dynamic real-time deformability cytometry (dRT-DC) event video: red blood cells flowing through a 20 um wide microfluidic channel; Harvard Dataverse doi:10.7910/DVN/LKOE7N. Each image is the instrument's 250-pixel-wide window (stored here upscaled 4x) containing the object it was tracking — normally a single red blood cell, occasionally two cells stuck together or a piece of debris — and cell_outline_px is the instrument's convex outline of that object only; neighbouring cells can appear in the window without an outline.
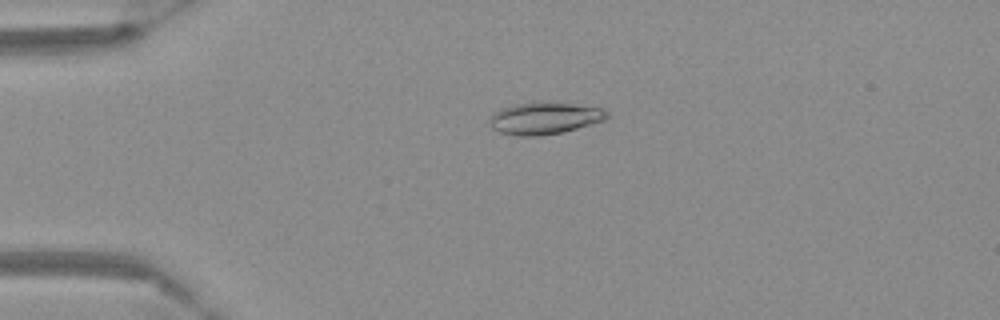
{"species": "Egyptian fruit bat (a non-hibernating species)", "species_latin": "Rousettus aegyptiacus", "temperature_condition": "warm", "stored_images_in_passage": 54, "camera_frame_rate_fps": 3000, "um_per_image_px": 0.085, "frame": {"image": 1, "passage_image": 11, "time_ms": 3.333, "image_size_px": [1000, 320], "cell_outline_px": [[608, 116], [604, 120], [564, 132], [536, 136], [516, 136], [500, 132], [492, 128], [488, 124], [488, 120], [492, 112], [512, 104], [572, 104], [604, 108], [608, 112]], "centroid_in_image_um": [46.24, 10.08], "position_along_channel_um": 38.8, "area_um2": 21.5}}
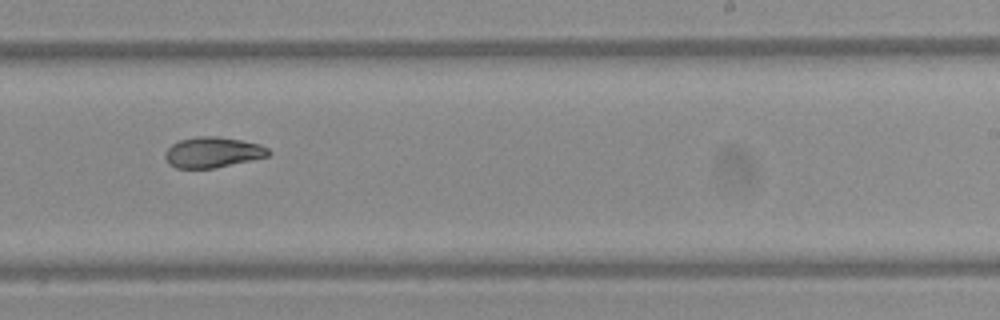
{"frame": {"image": 2, "passage_image": 33, "time_ms": 10.667, "image_size_px": [1000, 320], "cell_outline_px": [[272, 152], [268, 156], [212, 168], [176, 168], [168, 164], [164, 156], [164, 152], [172, 144], [180, 140], [196, 136], [216, 136], [240, 140], [260, 144], [268, 148]], "centroid_in_image_um": [18.05, 12.94], "position_along_channel_um": 271.0, "area_um2": 18.32}}
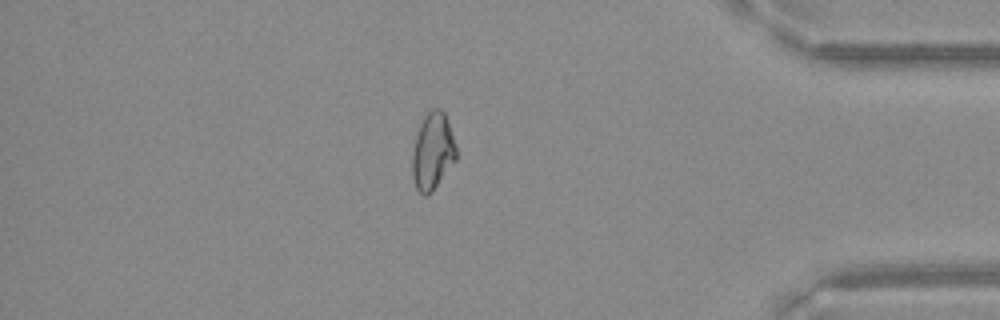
{"frame": {"image": 3, "passage_image": 46, "time_ms": 15.0, "image_size_px": [1000, 320], "cell_outline_px": [[456, 160], [432, 192], [428, 196], [424, 196], [416, 188], [412, 176], [412, 156], [416, 136], [420, 124], [424, 116], [432, 108], [440, 108], [444, 112], [456, 144]], "centroid_in_image_um": [36.78, 12.88], "position_along_channel_um": 398.4, "area_um2": 19.71}}